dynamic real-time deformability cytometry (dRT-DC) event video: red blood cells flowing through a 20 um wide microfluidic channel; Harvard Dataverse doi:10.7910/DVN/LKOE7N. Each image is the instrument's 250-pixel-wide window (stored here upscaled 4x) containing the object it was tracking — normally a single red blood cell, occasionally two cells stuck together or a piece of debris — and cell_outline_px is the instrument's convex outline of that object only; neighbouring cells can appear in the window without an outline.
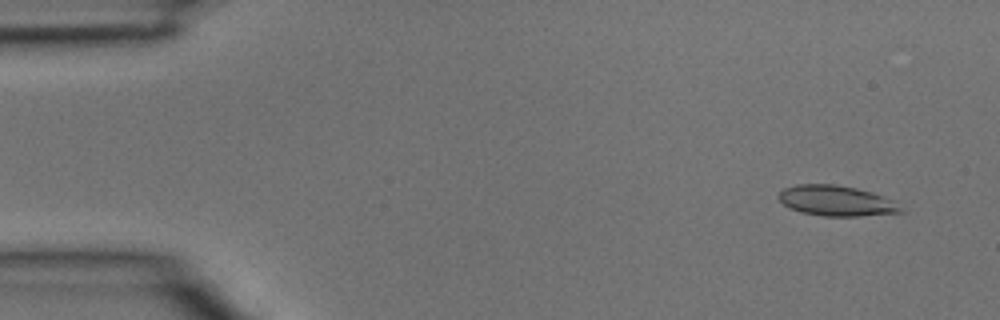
{"species": "common noctule bat (a hibernating species)", "species_latin": "Nyctalus noctula", "temperature_condition": "room temperature", "stored_images_in_passage": 3, "camera_frame_rate_fps": 3000, "um_per_image_px": 0.085, "animal": {"sex": "male", "body_mass_g": 15.6}, "frame": {"image": 1, "passage_image": 1, "time_ms": 0.0, "image_size_px": [1000, 320], "cell_outline_px": [[904, 212], [860, 216], [824, 216], [804, 212], [792, 208], [784, 204], [776, 196], [784, 188], [796, 184], [836, 184], [856, 188], [872, 192], [896, 200]], "centroid_in_image_um": [71.13, 17.05], "position_along_channel_um": 13.9, "area_um2": 21.68}}